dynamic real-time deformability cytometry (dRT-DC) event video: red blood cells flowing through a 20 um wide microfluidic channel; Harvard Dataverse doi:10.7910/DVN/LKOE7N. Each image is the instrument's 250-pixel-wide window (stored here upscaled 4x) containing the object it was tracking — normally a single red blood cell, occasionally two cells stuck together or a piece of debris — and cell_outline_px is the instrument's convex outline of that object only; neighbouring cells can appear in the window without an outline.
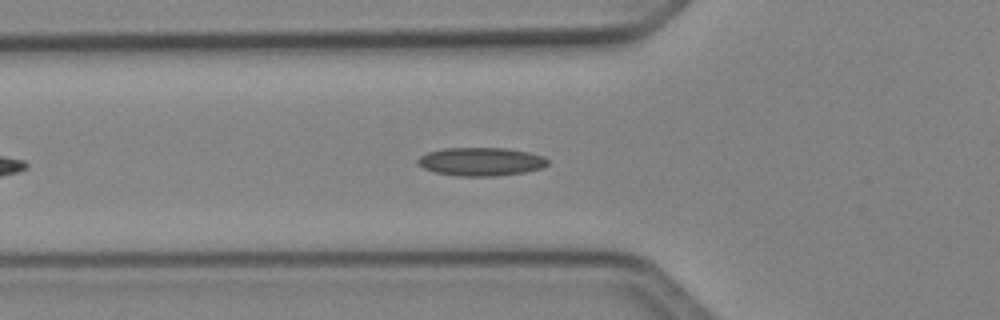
{"species": "Egyptian fruit bat (a non-hibernating species)", "species_latin": "Rousettus aegyptiacus", "temperature_condition": "cold", "stored_images_in_passage": 24, "camera_frame_rate_fps": 3000, "um_per_image_px": 0.085, "animal": {"sex": "female"}, "frame": {"image": 1, "passage_image": 8, "time_ms": 2.333, "image_size_px": [1000, 320], "cell_outline_px": [[548, 164], [540, 168], [524, 172], [496, 176], [456, 176], [436, 172], [424, 168], [416, 160], [420, 156], [428, 152], [444, 148], [504, 148], [528, 152], [544, 156], [548, 160]], "centroid_in_image_um": [40.88, 13.74], "position_along_channel_um": 84.9, "area_um2": 21.33}}
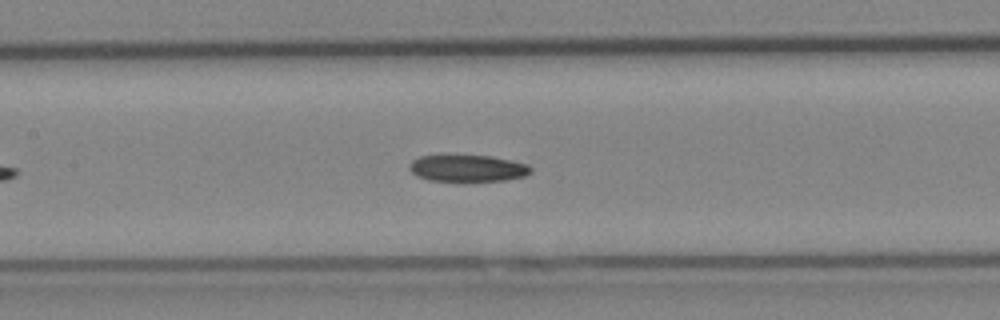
{"frame": {"image": 2, "passage_image": 14, "time_ms": 4.333, "image_size_px": [1000, 320], "cell_outline_px": [[532, 172], [524, 176], [504, 180], [428, 180], [416, 176], [408, 168], [408, 164], [412, 160], [420, 156], [440, 152], [492, 156], [528, 164], [532, 168]], "centroid_in_image_um": [39.66, 14.23], "position_along_channel_um": 167.7, "area_um2": 19.65}}
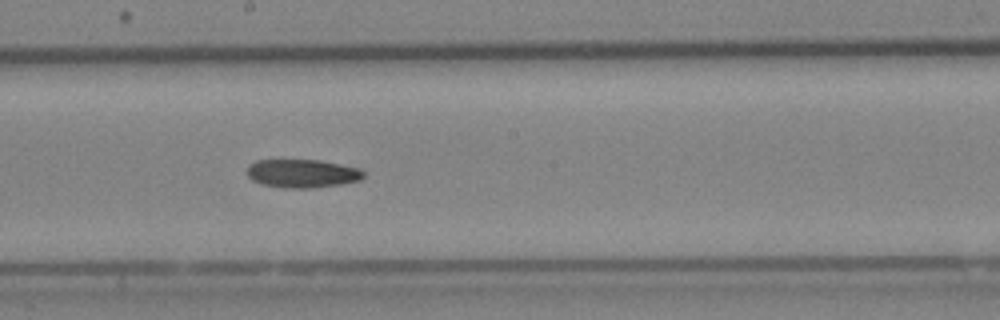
{"frame": {"image": 3, "passage_image": 18, "time_ms": 5.667, "image_size_px": [1000, 320], "cell_outline_px": [[364, 176], [360, 180], [340, 184], [316, 188], [284, 188], [260, 184], [252, 180], [248, 176], [248, 168], [256, 160], [320, 160], [360, 168], [364, 172]], "centroid_in_image_um": [25.71, 14.75], "position_along_channel_um": 222.5, "area_um2": 19.31}}